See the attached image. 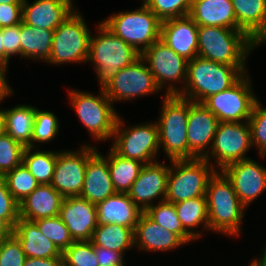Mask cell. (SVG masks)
<instances>
[{
  "mask_svg": "<svg viewBox=\"0 0 266 266\" xmlns=\"http://www.w3.org/2000/svg\"><path fill=\"white\" fill-rule=\"evenodd\" d=\"M205 196L209 230L231 237L240 235L247 208L240 202L231 181L222 171H216L209 179Z\"/></svg>",
  "mask_w": 266,
  "mask_h": 266,
  "instance_id": "6da1fadb",
  "label": "cell"
},
{
  "mask_svg": "<svg viewBox=\"0 0 266 266\" xmlns=\"http://www.w3.org/2000/svg\"><path fill=\"white\" fill-rule=\"evenodd\" d=\"M245 73L246 66L216 63L197 56L187 63L186 83L178 96L202 103L210 95L233 86Z\"/></svg>",
  "mask_w": 266,
  "mask_h": 266,
  "instance_id": "7a4b0ae2",
  "label": "cell"
},
{
  "mask_svg": "<svg viewBox=\"0 0 266 266\" xmlns=\"http://www.w3.org/2000/svg\"><path fill=\"white\" fill-rule=\"evenodd\" d=\"M259 45L245 32L218 26L198 27L197 56L216 63L246 66L248 55Z\"/></svg>",
  "mask_w": 266,
  "mask_h": 266,
  "instance_id": "3957f363",
  "label": "cell"
},
{
  "mask_svg": "<svg viewBox=\"0 0 266 266\" xmlns=\"http://www.w3.org/2000/svg\"><path fill=\"white\" fill-rule=\"evenodd\" d=\"M96 35H91L88 61L93 64L100 88L116 73L136 61L141 54L116 36L102 22L97 24Z\"/></svg>",
  "mask_w": 266,
  "mask_h": 266,
  "instance_id": "277c9868",
  "label": "cell"
},
{
  "mask_svg": "<svg viewBox=\"0 0 266 266\" xmlns=\"http://www.w3.org/2000/svg\"><path fill=\"white\" fill-rule=\"evenodd\" d=\"M161 111L157 119L159 129V149L166 154L167 160L189 159L187 125L189 100L178 95L164 94Z\"/></svg>",
  "mask_w": 266,
  "mask_h": 266,
  "instance_id": "5b68a950",
  "label": "cell"
},
{
  "mask_svg": "<svg viewBox=\"0 0 266 266\" xmlns=\"http://www.w3.org/2000/svg\"><path fill=\"white\" fill-rule=\"evenodd\" d=\"M70 106L73 107L80 122L95 141L112 140L119 112L106 96L103 88L99 95L78 89L68 90Z\"/></svg>",
  "mask_w": 266,
  "mask_h": 266,
  "instance_id": "8992f818",
  "label": "cell"
},
{
  "mask_svg": "<svg viewBox=\"0 0 266 266\" xmlns=\"http://www.w3.org/2000/svg\"><path fill=\"white\" fill-rule=\"evenodd\" d=\"M101 22L140 54L160 39L162 21L143 3L135 10L117 12Z\"/></svg>",
  "mask_w": 266,
  "mask_h": 266,
  "instance_id": "52a82bcc",
  "label": "cell"
},
{
  "mask_svg": "<svg viewBox=\"0 0 266 266\" xmlns=\"http://www.w3.org/2000/svg\"><path fill=\"white\" fill-rule=\"evenodd\" d=\"M165 201L178 203L191 198L203 197L209 179L217 171L204 158L170 160Z\"/></svg>",
  "mask_w": 266,
  "mask_h": 266,
  "instance_id": "ba28073f",
  "label": "cell"
},
{
  "mask_svg": "<svg viewBox=\"0 0 266 266\" xmlns=\"http://www.w3.org/2000/svg\"><path fill=\"white\" fill-rule=\"evenodd\" d=\"M91 35L83 15L77 9L54 30L51 53L46 63L56 66L87 63Z\"/></svg>",
  "mask_w": 266,
  "mask_h": 266,
  "instance_id": "9c48e42d",
  "label": "cell"
},
{
  "mask_svg": "<svg viewBox=\"0 0 266 266\" xmlns=\"http://www.w3.org/2000/svg\"><path fill=\"white\" fill-rule=\"evenodd\" d=\"M124 123L126 122L119 116L110 147L124 158L143 164L156 162L160 150L157 122L136 124L128 128Z\"/></svg>",
  "mask_w": 266,
  "mask_h": 266,
  "instance_id": "30bf717a",
  "label": "cell"
},
{
  "mask_svg": "<svg viewBox=\"0 0 266 266\" xmlns=\"http://www.w3.org/2000/svg\"><path fill=\"white\" fill-rule=\"evenodd\" d=\"M141 57L154 75L158 87L161 91L165 89L166 96L179 95L183 91L184 86L181 85L186 83L188 60L176 54L161 39L145 49Z\"/></svg>",
  "mask_w": 266,
  "mask_h": 266,
  "instance_id": "8fae6325",
  "label": "cell"
},
{
  "mask_svg": "<svg viewBox=\"0 0 266 266\" xmlns=\"http://www.w3.org/2000/svg\"><path fill=\"white\" fill-rule=\"evenodd\" d=\"M252 147L249 122H219L212 147L204 159L222 171L231 163L250 158L246 154Z\"/></svg>",
  "mask_w": 266,
  "mask_h": 266,
  "instance_id": "7c38bea8",
  "label": "cell"
},
{
  "mask_svg": "<svg viewBox=\"0 0 266 266\" xmlns=\"http://www.w3.org/2000/svg\"><path fill=\"white\" fill-rule=\"evenodd\" d=\"M249 73H245L233 86L210 95L202 104L219 122H248L257 100Z\"/></svg>",
  "mask_w": 266,
  "mask_h": 266,
  "instance_id": "4fadbf2b",
  "label": "cell"
},
{
  "mask_svg": "<svg viewBox=\"0 0 266 266\" xmlns=\"http://www.w3.org/2000/svg\"><path fill=\"white\" fill-rule=\"evenodd\" d=\"M103 89L113 105L119 101L131 102L137 97H145L161 91L141 56L132 64L120 69Z\"/></svg>",
  "mask_w": 266,
  "mask_h": 266,
  "instance_id": "5bb4252c",
  "label": "cell"
},
{
  "mask_svg": "<svg viewBox=\"0 0 266 266\" xmlns=\"http://www.w3.org/2000/svg\"><path fill=\"white\" fill-rule=\"evenodd\" d=\"M98 149L92 144H82L78 150L57 151L52 187L64 198L80 196L88 157Z\"/></svg>",
  "mask_w": 266,
  "mask_h": 266,
  "instance_id": "9a60e30c",
  "label": "cell"
},
{
  "mask_svg": "<svg viewBox=\"0 0 266 266\" xmlns=\"http://www.w3.org/2000/svg\"><path fill=\"white\" fill-rule=\"evenodd\" d=\"M222 172L231 181L237 197L247 209L266 190V166L252 158L231 163Z\"/></svg>",
  "mask_w": 266,
  "mask_h": 266,
  "instance_id": "2e32d148",
  "label": "cell"
},
{
  "mask_svg": "<svg viewBox=\"0 0 266 266\" xmlns=\"http://www.w3.org/2000/svg\"><path fill=\"white\" fill-rule=\"evenodd\" d=\"M170 171V164L153 162L144 164L139 176L127 192L128 196L143 212L156 202L165 201L167 178Z\"/></svg>",
  "mask_w": 266,
  "mask_h": 266,
  "instance_id": "e0dca14e",
  "label": "cell"
},
{
  "mask_svg": "<svg viewBox=\"0 0 266 266\" xmlns=\"http://www.w3.org/2000/svg\"><path fill=\"white\" fill-rule=\"evenodd\" d=\"M218 123L217 117L202 103L189 100L187 125L189 159L204 158L209 153Z\"/></svg>",
  "mask_w": 266,
  "mask_h": 266,
  "instance_id": "ac0fdd59",
  "label": "cell"
},
{
  "mask_svg": "<svg viewBox=\"0 0 266 266\" xmlns=\"http://www.w3.org/2000/svg\"><path fill=\"white\" fill-rule=\"evenodd\" d=\"M59 216L74 241H91L93 231L98 226L96 204L80 196L65 197Z\"/></svg>",
  "mask_w": 266,
  "mask_h": 266,
  "instance_id": "d6986e66",
  "label": "cell"
},
{
  "mask_svg": "<svg viewBox=\"0 0 266 266\" xmlns=\"http://www.w3.org/2000/svg\"><path fill=\"white\" fill-rule=\"evenodd\" d=\"M74 0H23L22 22L35 28L55 30L77 9Z\"/></svg>",
  "mask_w": 266,
  "mask_h": 266,
  "instance_id": "ffe728a7",
  "label": "cell"
},
{
  "mask_svg": "<svg viewBox=\"0 0 266 266\" xmlns=\"http://www.w3.org/2000/svg\"><path fill=\"white\" fill-rule=\"evenodd\" d=\"M160 39L188 61L197 57L198 26L189 15L162 21Z\"/></svg>",
  "mask_w": 266,
  "mask_h": 266,
  "instance_id": "44dd1931",
  "label": "cell"
},
{
  "mask_svg": "<svg viewBox=\"0 0 266 266\" xmlns=\"http://www.w3.org/2000/svg\"><path fill=\"white\" fill-rule=\"evenodd\" d=\"M186 243L176 234L154 222L145 212L134 229V248L147 252H166Z\"/></svg>",
  "mask_w": 266,
  "mask_h": 266,
  "instance_id": "7402d4cb",
  "label": "cell"
},
{
  "mask_svg": "<svg viewBox=\"0 0 266 266\" xmlns=\"http://www.w3.org/2000/svg\"><path fill=\"white\" fill-rule=\"evenodd\" d=\"M116 191L110 176L108 160L96 149L89 157L80 197L97 204Z\"/></svg>",
  "mask_w": 266,
  "mask_h": 266,
  "instance_id": "603a6c76",
  "label": "cell"
},
{
  "mask_svg": "<svg viewBox=\"0 0 266 266\" xmlns=\"http://www.w3.org/2000/svg\"><path fill=\"white\" fill-rule=\"evenodd\" d=\"M64 197L51 184L38 187L19 202V218L36 221L58 216Z\"/></svg>",
  "mask_w": 266,
  "mask_h": 266,
  "instance_id": "cb8c5ba5",
  "label": "cell"
},
{
  "mask_svg": "<svg viewBox=\"0 0 266 266\" xmlns=\"http://www.w3.org/2000/svg\"><path fill=\"white\" fill-rule=\"evenodd\" d=\"M96 213L98 224H119L134 230L143 211L127 193L116 192L96 204Z\"/></svg>",
  "mask_w": 266,
  "mask_h": 266,
  "instance_id": "d4e9b609",
  "label": "cell"
},
{
  "mask_svg": "<svg viewBox=\"0 0 266 266\" xmlns=\"http://www.w3.org/2000/svg\"><path fill=\"white\" fill-rule=\"evenodd\" d=\"M237 29L255 43L266 44V0H231Z\"/></svg>",
  "mask_w": 266,
  "mask_h": 266,
  "instance_id": "484cf974",
  "label": "cell"
},
{
  "mask_svg": "<svg viewBox=\"0 0 266 266\" xmlns=\"http://www.w3.org/2000/svg\"><path fill=\"white\" fill-rule=\"evenodd\" d=\"M189 16L196 25L237 29L231 0H192Z\"/></svg>",
  "mask_w": 266,
  "mask_h": 266,
  "instance_id": "4316f807",
  "label": "cell"
},
{
  "mask_svg": "<svg viewBox=\"0 0 266 266\" xmlns=\"http://www.w3.org/2000/svg\"><path fill=\"white\" fill-rule=\"evenodd\" d=\"M13 235L19 240L26 257L46 259L63 256L33 221L19 218L13 229Z\"/></svg>",
  "mask_w": 266,
  "mask_h": 266,
  "instance_id": "83f0119b",
  "label": "cell"
},
{
  "mask_svg": "<svg viewBox=\"0 0 266 266\" xmlns=\"http://www.w3.org/2000/svg\"><path fill=\"white\" fill-rule=\"evenodd\" d=\"M5 120V133L21 143L31 147L36 107L18 104L12 108L2 109Z\"/></svg>",
  "mask_w": 266,
  "mask_h": 266,
  "instance_id": "f1b7e54d",
  "label": "cell"
},
{
  "mask_svg": "<svg viewBox=\"0 0 266 266\" xmlns=\"http://www.w3.org/2000/svg\"><path fill=\"white\" fill-rule=\"evenodd\" d=\"M54 30L35 28L21 23V59H32L36 61L47 62L52 47Z\"/></svg>",
  "mask_w": 266,
  "mask_h": 266,
  "instance_id": "f546056e",
  "label": "cell"
},
{
  "mask_svg": "<svg viewBox=\"0 0 266 266\" xmlns=\"http://www.w3.org/2000/svg\"><path fill=\"white\" fill-rule=\"evenodd\" d=\"M177 216L183 229L194 239L203 236L202 231L196 230L201 225V230H209L208 208L206 196L191 198L174 204Z\"/></svg>",
  "mask_w": 266,
  "mask_h": 266,
  "instance_id": "4dcf8cb0",
  "label": "cell"
},
{
  "mask_svg": "<svg viewBox=\"0 0 266 266\" xmlns=\"http://www.w3.org/2000/svg\"><path fill=\"white\" fill-rule=\"evenodd\" d=\"M113 187L116 192L127 193L137 179L144 164L118 155L111 147L106 156Z\"/></svg>",
  "mask_w": 266,
  "mask_h": 266,
  "instance_id": "1f68e13d",
  "label": "cell"
},
{
  "mask_svg": "<svg viewBox=\"0 0 266 266\" xmlns=\"http://www.w3.org/2000/svg\"><path fill=\"white\" fill-rule=\"evenodd\" d=\"M91 242L94 246L125 255L127 250L134 247V230L119 224H98L93 231Z\"/></svg>",
  "mask_w": 266,
  "mask_h": 266,
  "instance_id": "d6a6232c",
  "label": "cell"
},
{
  "mask_svg": "<svg viewBox=\"0 0 266 266\" xmlns=\"http://www.w3.org/2000/svg\"><path fill=\"white\" fill-rule=\"evenodd\" d=\"M40 148L25 147L23 164L39 184H51L57 161V150L43 151Z\"/></svg>",
  "mask_w": 266,
  "mask_h": 266,
  "instance_id": "836d02e7",
  "label": "cell"
},
{
  "mask_svg": "<svg viewBox=\"0 0 266 266\" xmlns=\"http://www.w3.org/2000/svg\"><path fill=\"white\" fill-rule=\"evenodd\" d=\"M145 213L163 228L176 233L186 244L194 241L183 229L173 203L167 201L155 203Z\"/></svg>",
  "mask_w": 266,
  "mask_h": 266,
  "instance_id": "e575fe53",
  "label": "cell"
},
{
  "mask_svg": "<svg viewBox=\"0 0 266 266\" xmlns=\"http://www.w3.org/2000/svg\"><path fill=\"white\" fill-rule=\"evenodd\" d=\"M4 179L8 190L18 202H21L39 185L23 162L16 166L12 171L7 172L4 175Z\"/></svg>",
  "mask_w": 266,
  "mask_h": 266,
  "instance_id": "d590c367",
  "label": "cell"
},
{
  "mask_svg": "<svg viewBox=\"0 0 266 266\" xmlns=\"http://www.w3.org/2000/svg\"><path fill=\"white\" fill-rule=\"evenodd\" d=\"M59 129V119L55 113L48 110H40L36 107L31 148H38V143L53 142L54 138L59 134Z\"/></svg>",
  "mask_w": 266,
  "mask_h": 266,
  "instance_id": "8d00e7d4",
  "label": "cell"
},
{
  "mask_svg": "<svg viewBox=\"0 0 266 266\" xmlns=\"http://www.w3.org/2000/svg\"><path fill=\"white\" fill-rule=\"evenodd\" d=\"M33 222L37 225L40 232L53 242L62 253L74 242L59 215Z\"/></svg>",
  "mask_w": 266,
  "mask_h": 266,
  "instance_id": "74e56055",
  "label": "cell"
},
{
  "mask_svg": "<svg viewBox=\"0 0 266 266\" xmlns=\"http://www.w3.org/2000/svg\"><path fill=\"white\" fill-rule=\"evenodd\" d=\"M62 255L65 266H99L91 241H74Z\"/></svg>",
  "mask_w": 266,
  "mask_h": 266,
  "instance_id": "f35d334b",
  "label": "cell"
},
{
  "mask_svg": "<svg viewBox=\"0 0 266 266\" xmlns=\"http://www.w3.org/2000/svg\"><path fill=\"white\" fill-rule=\"evenodd\" d=\"M25 147L7 133L0 136V175H5L23 162Z\"/></svg>",
  "mask_w": 266,
  "mask_h": 266,
  "instance_id": "ab89813d",
  "label": "cell"
},
{
  "mask_svg": "<svg viewBox=\"0 0 266 266\" xmlns=\"http://www.w3.org/2000/svg\"><path fill=\"white\" fill-rule=\"evenodd\" d=\"M145 5L161 20L188 16L192 0H148Z\"/></svg>",
  "mask_w": 266,
  "mask_h": 266,
  "instance_id": "60d3db41",
  "label": "cell"
},
{
  "mask_svg": "<svg viewBox=\"0 0 266 266\" xmlns=\"http://www.w3.org/2000/svg\"><path fill=\"white\" fill-rule=\"evenodd\" d=\"M252 145L256 147L259 157H266V107L257 98L249 118Z\"/></svg>",
  "mask_w": 266,
  "mask_h": 266,
  "instance_id": "b9f144b4",
  "label": "cell"
},
{
  "mask_svg": "<svg viewBox=\"0 0 266 266\" xmlns=\"http://www.w3.org/2000/svg\"><path fill=\"white\" fill-rule=\"evenodd\" d=\"M25 259L21 244L13 234L0 241V266H24Z\"/></svg>",
  "mask_w": 266,
  "mask_h": 266,
  "instance_id": "7bdbcfd3",
  "label": "cell"
},
{
  "mask_svg": "<svg viewBox=\"0 0 266 266\" xmlns=\"http://www.w3.org/2000/svg\"><path fill=\"white\" fill-rule=\"evenodd\" d=\"M0 217L13 229L19 219V202L8 190L3 175H0Z\"/></svg>",
  "mask_w": 266,
  "mask_h": 266,
  "instance_id": "ee69618b",
  "label": "cell"
},
{
  "mask_svg": "<svg viewBox=\"0 0 266 266\" xmlns=\"http://www.w3.org/2000/svg\"><path fill=\"white\" fill-rule=\"evenodd\" d=\"M21 24L2 28L4 63L9 65L10 57L20 56Z\"/></svg>",
  "mask_w": 266,
  "mask_h": 266,
  "instance_id": "f6af8a7d",
  "label": "cell"
},
{
  "mask_svg": "<svg viewBox=\"0 0 266 266\" xmlns=\"http://www.w3.org/2000/svg\"><path fill=\"white\" fill-rule=\"evenodd\" d=\"M23 4H0V27H12L22 23Z\"/></svg>",
  "mask_w": 266,
  "mask_h": 266,
  "instance_id": "bcb514c9",
  "label": "cell"
},
{
  "mask_svg": "<svg viewBox=\"0 0 266 266\" xmlns=\"http://www.w3.org/2000/svg\"><path fill=\"white\" fill-rule=\"evenodd\" d=\"M95 255L99 266H125L124 254L118 251L94 246Z\"/></svg>",
  "mask_w": 266,
  "mask_h": 266,
  "instance_id": "7dc6e473",
  "label": "cell"
},
{
  "mask_svg": "<svg viewBox=\"0 0 266 266\" xmlns=\"http://www.w3.org/2000/svg\"><path fill=\"white\" fill-rule=\"evenodd\" d=\"M8 66L9 65L0 61V103H2V100L4 101L7 97H11L10 95H14V91L6 78V75L8 74L6 73Z\"/></svg>",
  "mask_w": 266,
  "mask_h": 266,
  "instance_id": "c3c4849f",
  "label": "cell"
},
{
  "mask_svg": "<svg viewBox=\"0 0 266 266\" xmlns=\"http://www.w3.org/2000/svg\"><path fill=\"white\" fill-rule=\"evenodd\" d=\"M63 256L54 258H29L26 257L24 266H62Z\"/></svg>",
  "mask_w": 266,
  "mask_h": 266,
  "instance_id": "681fc988",
  "label": "cell"
},
{
  "mask_svg": "<svg viewBox=\"0 0 266 266\" xmlns=\"http://www.w3.org/2000/svg\"><path fill=\"white\" fill-rule=\"evenodd\" d=\"M12 234L13 228L2 217H0V241Z\"/></svg>",
  "mask_w": 266,
  "mask_h": 266,
  "instance_id": "f907efd6",
  "label": "cell"
},
{
  "mask_svg": "<svg viewBox=\"0 0 266 266\" xmlns=\"http://www.w3.org/2000/svg\"><path fill=\"white\" fill-rule=\"evenodd\" d=\"M262 255L259 258L253 259L259 266H266V245L262 251Z\"/></svg>",
  "mask_w": 266,
  "mask_h": 266,
  "instance_id": "816d5d0a",
  "label": "cell"
},
{
  "mask_svg": "<svg viewBox=\"0 0 266 266\" xmlns=\"http://www.w3.org/2000/svg\"><path fill=\"white\" fill-rule=\"evenodd\" d=\"M4 133H5V120L2 108H0V136H2Z\"/></svg>",
  "mask_w": 266,
  "mask_h": 266,
  "instance_id": "f5cc1de1",
  "label": "cell"
},
{
  "mask_svg": "<svg viewBox=\"0 0 266 266\" xmlns=\"http://www.w3.org/2000/svg\"><path fill=\"white\" fill-rule=\"evenodd\" d=\"M0 61L4 62L2 27H0Z\"/></svg>",
  "mask_w": 266,
  "mask_h": 266,
  "instance_id": "db71d44e",
  "label": "cell"
},
{
  "mask_svg": "<svg viewBox=\"0 0 266 266\" xmlns=\"http://www.w3.org/2000/svg\"><path fill=\"white\" fill-rule=\"evenodd\" d=\"M0 4H23V0H0Z\"/></svg>",
  "mask_w": 266,
  "mask_h": 266,
  "instance_id": "11a10c76",
  "label": "cell"
},
{
  "mask_svg": "<svg viewBox=\"0 0 266 266\" xmlns=\"http://www.w3.org/2000/svg\"><path fill=\"white\" fill-rule=\"evenodd\" d=\"M248 266H259V265L254 260H252Z\"/></svg>",
  "mask_w": 266,
  "mask_h": 266,
  "instance_id": "9f6ffc18",
  "label": "cell"
},
{
  "mask_svg": "<svg viewBox=\"0 0 266 266\" xmlns=\"http://www.w3.org/2000/svg\"><path fill=\"white\" fill-rule=\"evenodd\" d=\"M142 1H143L142 3L145 4L148 0H142Z\"/></svg>",
  "mask_w": 266,
  "mask_h": 266,
  "instance_id": "6f0895ef",
  "label": "cell"
}]
</instances>
